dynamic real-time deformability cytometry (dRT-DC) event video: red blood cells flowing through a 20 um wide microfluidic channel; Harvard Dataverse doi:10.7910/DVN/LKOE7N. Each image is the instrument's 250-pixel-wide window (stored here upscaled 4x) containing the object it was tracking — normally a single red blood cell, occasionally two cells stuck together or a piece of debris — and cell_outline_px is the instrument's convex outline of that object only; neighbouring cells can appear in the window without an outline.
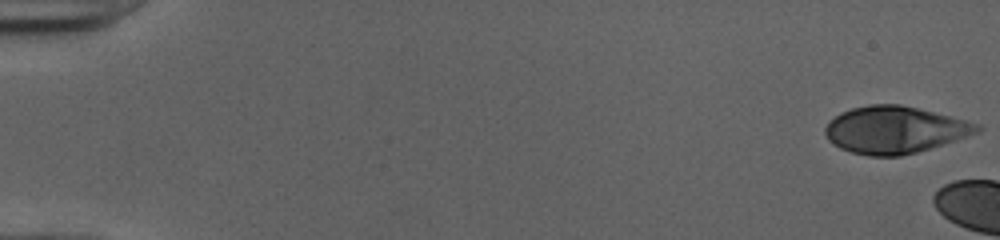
{"species": "human", "species_latin": "Homo sapiens", "temperature_condition": "cold", "stored_images_in_passage": 6, "camera_frame_rate_fps": 3000, "um_per_image_px": 0.085, "donor": {"sex": "female"}, "frame": {"image": 1, "passage_image": 1, "time_ms": 0.0, "image_size_px": [1000, 240], "cell_outline_px": [[984, 128], [980, 132], [956, 140], [916, 152], [900, 156], [868, 156], [852, 152], [840, 148], [832, 144], [828, 140], [824, 132], [824, 128], [828, 120], [840, 112], [852, 108], [868, 104], [900, 104], [968, 120], [980, 124]], "centroid_in_image_um": [76.04, 11.03], "position_along_channel_um": 9.0, "area_um2": 41.96}}